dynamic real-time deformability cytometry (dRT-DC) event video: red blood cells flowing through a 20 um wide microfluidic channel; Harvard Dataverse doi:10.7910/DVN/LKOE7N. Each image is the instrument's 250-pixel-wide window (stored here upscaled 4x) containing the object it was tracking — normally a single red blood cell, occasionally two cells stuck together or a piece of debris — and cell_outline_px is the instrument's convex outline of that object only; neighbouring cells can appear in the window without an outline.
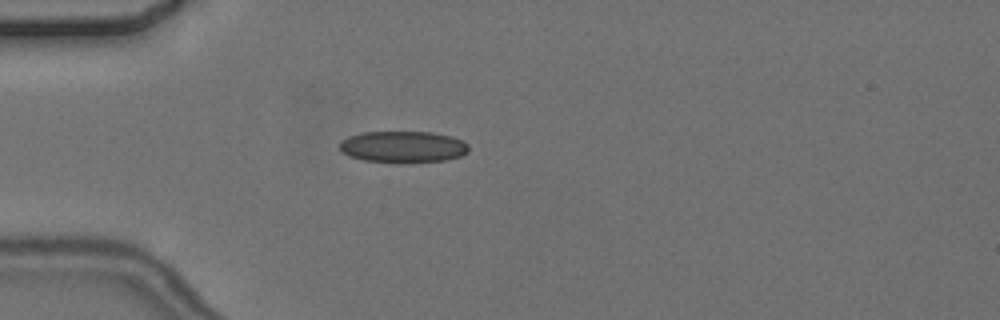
{"species": "common noctule bat (a hibernating species)", "species_latin": "Nyctalus noctula", "temperature_condition": "cold", "stored_images_in_passage": 1, "camera_frame_rate_fps": 3000, "um_per_image_px": 0.085, "animal": {"sex": "female", "body_mass_g": 24.6, "forearm_length_mm": 56.2}, "frame": {"image": 1, "passage_image": 1, "time_ms": 0.0, "image_size_px": [1000, 320], "cell_outline_px": [[468, 152], [460, 156], [444, 160], [400, 164], [364, 160], [352, 156], [344, 152], [340, 148], [340, 140], [348, 136], [360, 132], [432, 132], [452, 136], [464, 140], [468, 144]], "centroid_in_image_um": [34.28, 12.48], "position_along_channel_um": 50.7, "area_um2": 24.04}}